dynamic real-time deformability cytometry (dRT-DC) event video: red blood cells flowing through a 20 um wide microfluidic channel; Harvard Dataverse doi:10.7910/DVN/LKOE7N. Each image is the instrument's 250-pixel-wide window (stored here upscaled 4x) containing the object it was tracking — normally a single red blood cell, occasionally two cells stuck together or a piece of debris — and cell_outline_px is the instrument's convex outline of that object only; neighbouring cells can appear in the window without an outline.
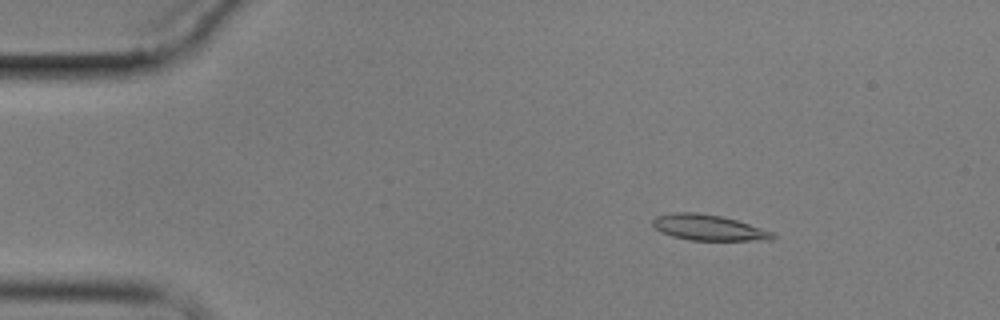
{"species": "common noctule bat (a hibernating species)", "species_latin": "Nyctalus noctula", "temperature_condition": "cold", "stored_images_in_passage": 6, "camera_frame_rate_fps": 3000, "um_per_image_px": 0.085, "animal": {"sex": "male", "body_mass_g": 17.9}, "frame": {"image": 1, "passage_image": 3, "time_ms": 2.333, "image_size_px": [1000, 320], "cell_outline_px": [[776, 236], [772, 240], [688, 240], [672, 236], [660, 232], [652, 224], [652, 220], [656, 216], [672, 212], [696, 212], [720, 216], [736, 220], [772, 232]], "centroid_in_image_um": [60.17, 19.34], "position_along_channel_um": 24.8, "area_um2": 17.86}}